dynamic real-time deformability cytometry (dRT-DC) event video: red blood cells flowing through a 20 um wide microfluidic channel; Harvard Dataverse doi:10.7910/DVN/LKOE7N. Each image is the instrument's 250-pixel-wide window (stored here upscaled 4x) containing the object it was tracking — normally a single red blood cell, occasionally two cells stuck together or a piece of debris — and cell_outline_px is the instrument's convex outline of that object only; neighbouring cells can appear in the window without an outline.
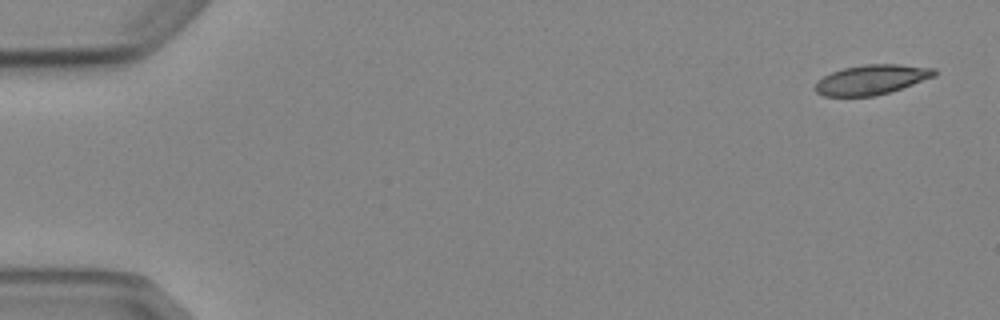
{"species": "Egyptian fruit bat (a non-hibernating species)", "species_latin": "Rousettus aegyptiacus", "temperature_condition": "cold", "stored_images_in_passage": 6, "camera_frame_rate_fps": 3000, "um_per_image_px": 0.085, "animal": {"sex": "female"}, "frame": {"image": 1, "passage_image": 1, "time_ms": 0.0, "image_size_px": [1000, 320], "cell_outline_px": [[936, 76], [888, 92], [872, 96], [824, 96], [816, 92], [812, 88], [816, 80], [832, 72], [844, 68], [864, 64], [900, 64], [936, 68]], "centroid_in_image_um": [74.04, 6.76], "position_along_channel_um": 11.0, "area_um2": 20.69}}